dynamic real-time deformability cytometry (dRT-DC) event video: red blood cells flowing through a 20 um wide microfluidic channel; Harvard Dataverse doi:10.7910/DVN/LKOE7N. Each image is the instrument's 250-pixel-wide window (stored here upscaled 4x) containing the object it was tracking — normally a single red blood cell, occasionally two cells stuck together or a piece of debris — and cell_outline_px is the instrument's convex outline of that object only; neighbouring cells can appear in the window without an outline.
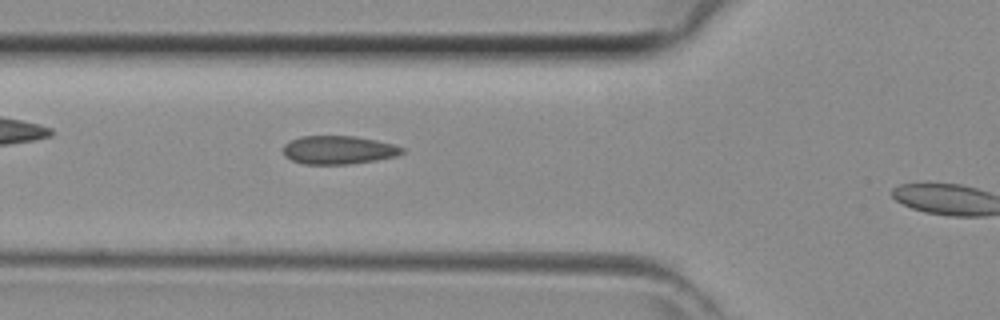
{"species": "common noctule bat (a hibernating species)", "species_latin": "Nyctalus noctula", "temperature_condition": "room temperature", "stored_images_in_passage": 4, "camera_frame_rate_fps": 3000, "um_per_image_px": 0.085, "animal": {"sex": "female", "body_mass_g": 29.2, "forearm_length_mm": 56.3}, "frame": {"image": 1, "passage_image": 3, "time_ms": 0.667, "image_size_px": [1000, 320], "cell_outline_px": [[404, 152], [396, 156], [376, 160], [348, 164], [304, 164], [292, 160], [284, 156], [284, 144], [288, 140], [300, 136], [356, 136], [376, 140], [392, 144], [404, 148]], "centroid_in_image_um": [28.74, 12.74], "position_along_channel_um": 97.1, "area_um2": 19.71}}